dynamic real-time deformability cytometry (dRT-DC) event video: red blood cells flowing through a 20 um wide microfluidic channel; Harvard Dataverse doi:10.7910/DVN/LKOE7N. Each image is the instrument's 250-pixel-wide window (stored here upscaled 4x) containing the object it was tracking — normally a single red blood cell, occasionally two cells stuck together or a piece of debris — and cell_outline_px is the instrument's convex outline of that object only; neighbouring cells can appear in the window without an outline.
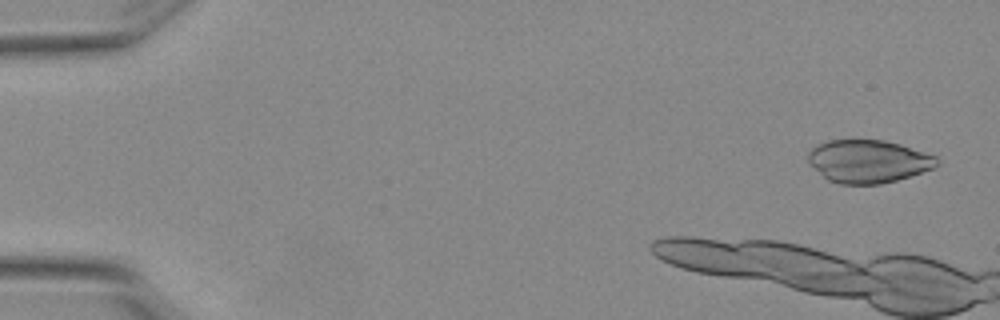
{"species": "Egyptian fruit bat (a non-hibernating species)", "species_latin": "Rousettus aegyptiacus", "temperature_condition": "warm", "stored_images_in_passage": 10, "camera_frame_rate_fps": 3000, "um_per_image_px": 0.085, "animal": {"sex": "female"}, "frame": {"image": 1, "passage_image": 1, "time_ms": 0.0, "image_size_px": [1000, 320], "cell_outline_px": [[940, 164], [932, 168], [896, 180], [880, 184], [840, 184], [828, 180], [808, 164], [808, 152], [812, 148], [828, 140], [884, 140], [900, 144], [936, 156], [940, 160]], "centroid_in_image_um": [73.78, 13.71], "position_along_channel_um": 11.2, "area_um2": 32.08}}
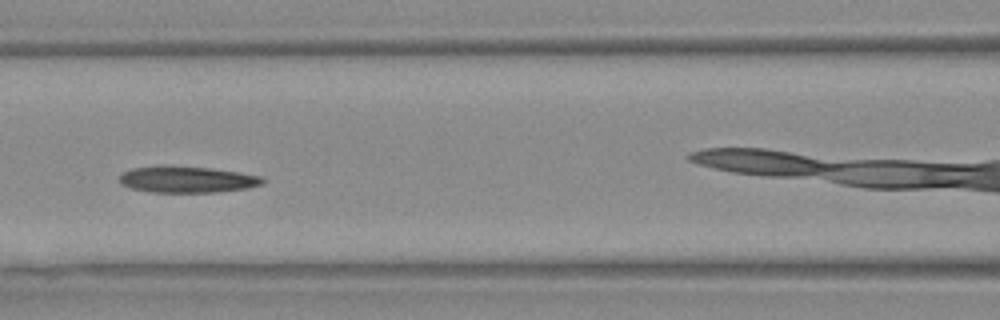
{"frame": {"image": 2, "passage_image": 9, "time_ms": 2.667, "image_size_px": [1000, 320], "cell_outline_px": [[264, 184], [248, 188], [216, 192], [152, 192], [132, 188], [120, 184], [120, 176], [124, 172], [132, 168], [208, 168], [236, 172], [260, 176], [264, 180]], "centroid_in_image_um": [15.96, 15.3], "position_along_channel_um": 150.6, "area_um2": 20.98}}